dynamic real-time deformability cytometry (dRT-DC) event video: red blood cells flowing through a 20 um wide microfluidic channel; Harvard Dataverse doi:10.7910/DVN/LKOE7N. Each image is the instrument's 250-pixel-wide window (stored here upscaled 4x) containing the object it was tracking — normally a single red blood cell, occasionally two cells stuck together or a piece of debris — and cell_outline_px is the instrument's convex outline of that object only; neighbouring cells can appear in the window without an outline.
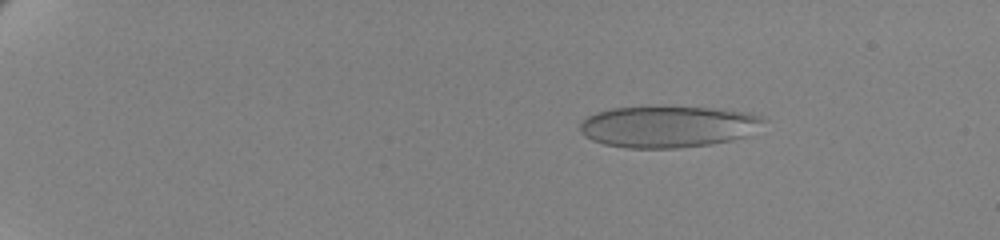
{"species": "human", "species_latin": "Homo sapiens", "temperature_condition": "cold", "stored_images_in_passage": 59, "camera_frame_rate_fps": 3000, "um_per_image_px": 0.085, "donor": {"sex": "female"}, "frame": {"image": 1, "passage_image": 9, "time_ms": 2.667, "image_size_px": [1000, 240], "cell_outline_px": [[768, 120], [748, 136], [732, 140], [712, 144], [676, 148], [628, 148], [604, 144], [592, 140], [584, 136], [580, 132], [580, 124], [588, 116], [596, 112], [612, 108], [640, 104], [712, 108], [748, 112], [764, 116]], "centroid_in_image_um": [56.79, 10.72], "position_along_channel_um": 28.2, "area_um2": 45.72}}
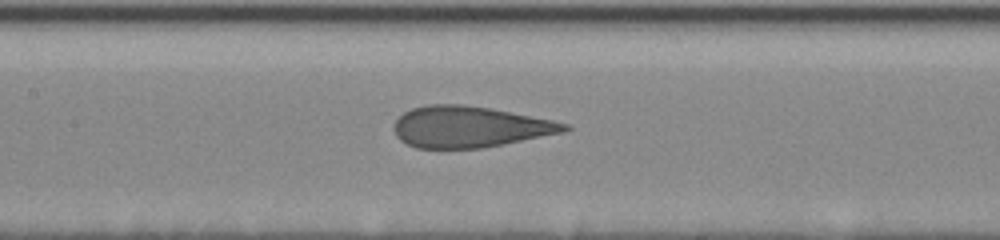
{"frame": {"image": 2, "passage_image": 31, "time_ms": 10.0, "image_size_px": [1000, 240], "cell_outline_px": [[572, 128], [564, 132], [480, 148], [416, 148], [400, 140], [396, 136], [392, 128], [396, 120], [404, 112], [412, 108], [428, 104], [464, 104], [488, 108], [552, 120], [568, 124]], "centroid_in_image_um": [39.87, 10.78], "position_along_channel_um": 167.5, "area_um2": 40.58}}
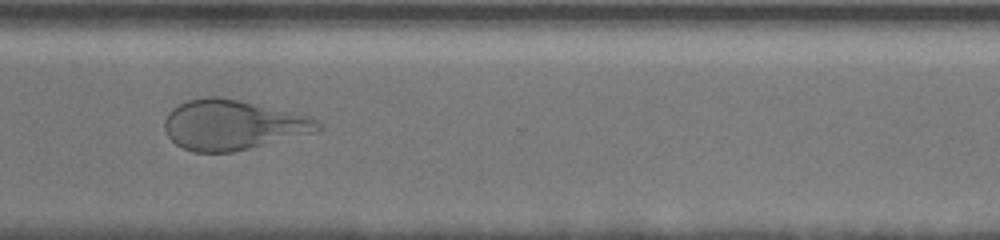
{"frame": {"image": 3, "passage_image": 47, "time_ms": 15.333, "image_size_px": [1000, 240], "cell_outline_px": [[324, 128], [320, 132], [232, 152], [192, 152], [176, 144], [168, 136], [164, 128], [164, 120], [168, 112], [172, 108], [188, 100], [204, 96], [220, 96], [240, 100], [316, 120]], "centroid_in_image_um": [19.73, 10.63], "position_along_channel_um": 350.9, "area_um2": 44.27}, "authors_computed_cell_mechanics": {"area_um2": 44.1592, "velocity_mm_per_s": 3.4577, "shape_relaxation_time_tau1_ms": 6.0295, "shape_relaxation_time_tau2_ms": null, "deformation_change_tau1": 0.1675, "deformation_change_tau2": null}}